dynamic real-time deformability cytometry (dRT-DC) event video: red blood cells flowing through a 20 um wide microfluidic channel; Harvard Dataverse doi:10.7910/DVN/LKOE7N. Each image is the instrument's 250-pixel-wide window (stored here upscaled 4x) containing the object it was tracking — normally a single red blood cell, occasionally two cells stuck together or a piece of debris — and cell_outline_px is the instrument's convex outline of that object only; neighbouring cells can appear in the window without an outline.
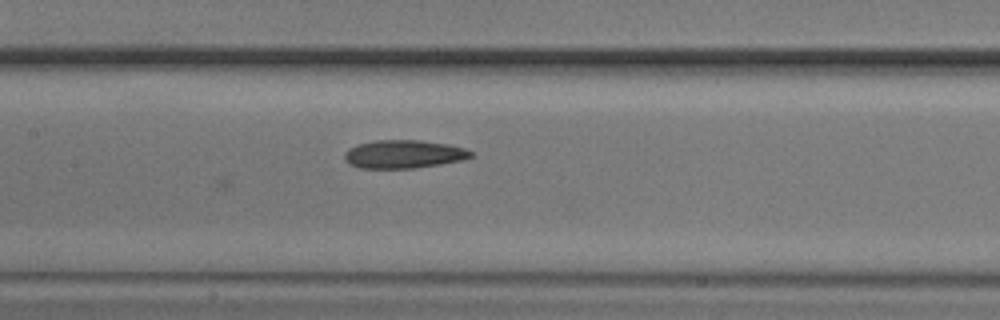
{"species": "common noctule bat (a hibernating species)", "species_latin": "Nyctalus noctula", "temperature_condition": "cold", "stored_images_in_passage": 8, "camera_frame_rate_fps": 3000, "um_per_image_px": 0.085, "animal": {"sex": "male", "body_mass_g": 20.5, "forearm_length_mm": 52.5}, "frame": {"image": 1, "passage_image": 8, "time_ms": 9.333, "image_size_px": [1000, 320], "cell_outline_px": [[476, 156], [464, 160], [416, 168], [360, 168], [348, 164], [344, 160], [344, 152], [348, 148], [356, 144], [376, 140], [420, 140], [448, 144], [464, 148], [476, 152]], "centroid_in_image_um": [34.34, 13.1], "position_along_channel_um": 173.1, "area_um2": 21.21}}